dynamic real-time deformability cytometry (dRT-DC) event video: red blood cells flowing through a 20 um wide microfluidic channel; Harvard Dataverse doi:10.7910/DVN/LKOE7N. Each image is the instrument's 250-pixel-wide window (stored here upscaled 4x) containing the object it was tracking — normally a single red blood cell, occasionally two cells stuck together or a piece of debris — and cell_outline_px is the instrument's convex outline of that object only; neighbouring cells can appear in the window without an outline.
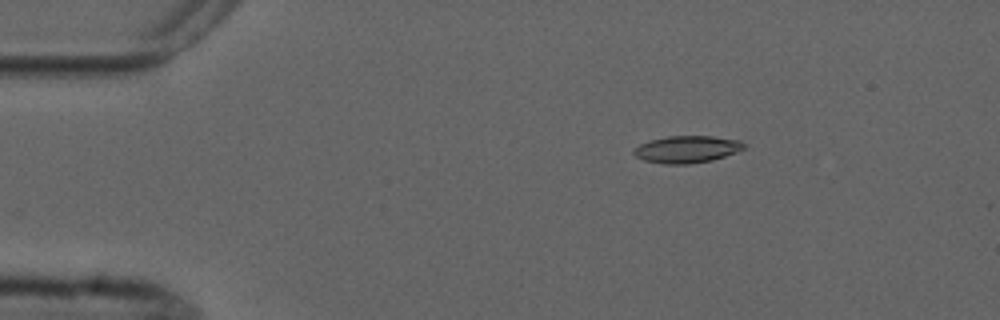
{"species": "common noctule bat (a hibernating species)", "species_latin": "Nyctalus noctula", "temperature_condition": "cold", "stored_images_in_passage": 5, "camera_frame_rate_fps": 3000, "um_per_image_px": 0.085, "animal": {"sex": "male", "forearm_length_mm": 52.5}, "frame": {"image": 1, "passage_image": 3, "time_ms": 2.333, "image_size_px": [1000, 320], "cell_outline_px": [[744, 148], [736, 152], [712, 160], [688, 164], [664, 164], [644, 160], [636, 156], [632, 152], [640, 144], [652, 140], [668, 136], [712, 136], [740, 140], [744, 144]], "centroid_in_image_um": [58.39, 12.69], "position_along_channel_um": 26.6, "area_um2": 17.17}}